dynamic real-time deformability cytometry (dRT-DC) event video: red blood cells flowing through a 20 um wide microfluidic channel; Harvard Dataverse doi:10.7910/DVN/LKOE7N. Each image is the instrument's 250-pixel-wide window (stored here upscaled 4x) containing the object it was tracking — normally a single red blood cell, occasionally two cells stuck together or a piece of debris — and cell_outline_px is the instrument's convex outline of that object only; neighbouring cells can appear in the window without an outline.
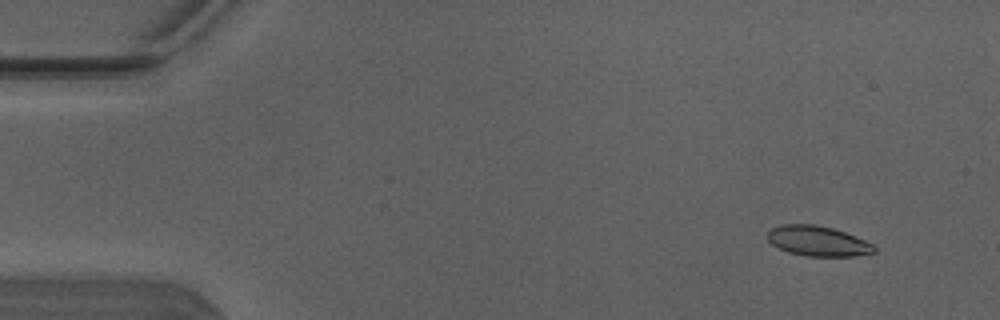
{"species": "Egyptian fruit bat (a non-hibernating species)", "species_latin": "Rousettus aegyptiacus", "temperature_condition": "warm", "stored_images_in_passage": 7, "camera_frame_rate_fps": 3000, "um_per_image_px": 0.085, "animal": {"sex": "male"}, "frame": {"image": 1, "passage_image": 3, "time_ms": 0.667, "image_size_px": [1000, 320], "cell_outline_px": [[876, 252], [856, 256], [804, 256], [788, 252], [772, 244], [768, 240], [768, 232], [772, 228], [780, 224], [816, 224], [832, 228], [844, 232], [864, 240], [872, 244], [876, 248]], "centroid_in_image_um": [69.51, 20.49], "position_along_channel_um": 15.5, "area_um2": 18.67}}